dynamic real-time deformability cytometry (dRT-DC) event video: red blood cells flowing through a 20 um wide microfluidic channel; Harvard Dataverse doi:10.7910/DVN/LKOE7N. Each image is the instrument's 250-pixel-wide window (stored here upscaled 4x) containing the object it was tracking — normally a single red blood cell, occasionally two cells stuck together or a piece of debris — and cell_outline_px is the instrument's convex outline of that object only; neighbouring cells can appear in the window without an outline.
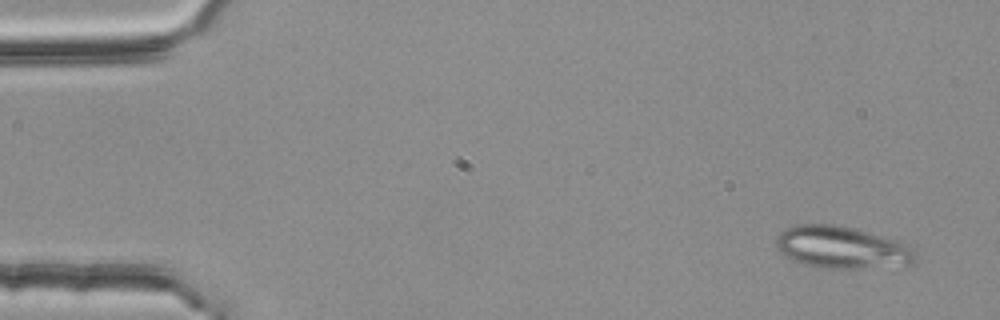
{"species": "common noctule bat (a hibernating species)", "species_latin": "Nyctalus noctula", "temperature_condition": "room temperature", "stored_images_in_passage": 52, "segment_of_instrument_passage": [1, 2], "camera_frame_rate_fps": 3000, "um_per_image_px": 0.085, "animal": {"sex": "female", "body_mass_g": 25.1}, "frame": {"image": 1, "passage_image": 3, "time_ms": 0.667, "image_size_px": [1000, 320], "cell_outline_px": [[916, 260], [908, 264], [856, 268], [820, 268], [804, 264], [792, 260], [784, 256], [776, 248], [776, 240], [780, 232], [784, 228], [796, 224], [832, 224], [856, 228], [896, 240], [912, 248], [916, 252]], "centroid_in_image_um": [71.49, 21.01], "position_along_channel_um": 13.5, "area_um2": 34.16}}